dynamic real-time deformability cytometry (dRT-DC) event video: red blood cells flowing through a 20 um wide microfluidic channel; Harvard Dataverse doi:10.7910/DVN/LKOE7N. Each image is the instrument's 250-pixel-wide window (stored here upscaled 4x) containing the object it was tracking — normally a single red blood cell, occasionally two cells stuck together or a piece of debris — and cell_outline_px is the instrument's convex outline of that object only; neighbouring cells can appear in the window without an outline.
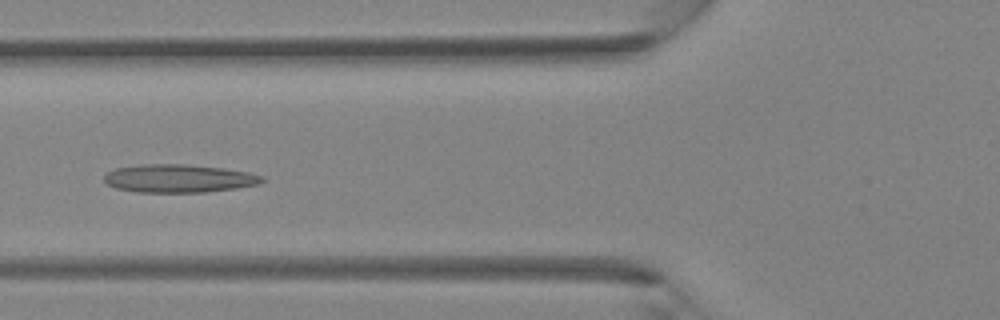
{"species": "Egyptian fruit bat (a non-hibernating species)", "species_latin": "Rousettus aegyptiacus", "temperature_condition": "room temperature", "stored_images_in_passage": 40, "camera_frame_rate_fps": 3000, "um_per_image_px": 0.085, "animal": {"sex": "female"}, "frame": {"image": 1, "passage_image": 15, "time_ms": 4.667, "image_size_px": [1000, 320], "cell_outline_px": [[264, 180], [260, 184], [236, 188], [204, 192], [136, 192], [116, 188], [108, 184], [104, 180], [104, 176], [108, 172], [116, 168], [140, 164], [184, 164], [224, 168], [248, 172], [264, 176]], "centroid_in_image_um": [15.21, 15.16], "position_along_channel_um": 110.6, "area_um2": 25.89}}
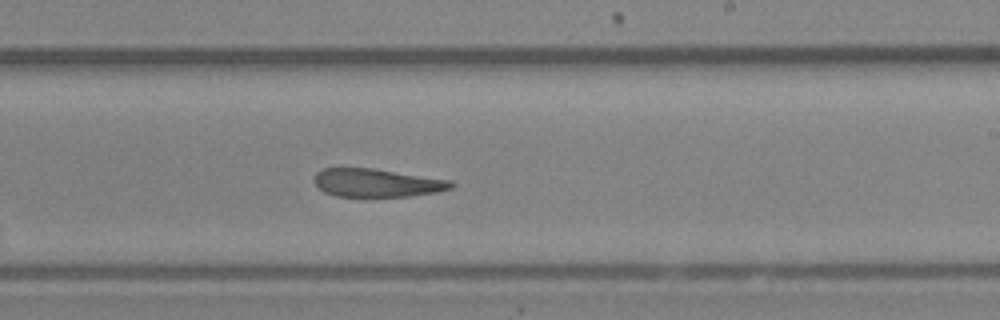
{"frame": {"image": 2, "passage_image": 24, "time_ms": 7.667, "image_size_px": [1000, 320], "cell_outline_px": [[456, 184], [452, 188], [436, 192], [408, 196], [336, 196], [324, 192], [316, 184], [316, 172], [324, 168], [372, 168], [452, 180]], "centroid_in_image_um": [32.08, 15.53], "position_along_channel_um": 256.9, "area_um2": 22.31}}
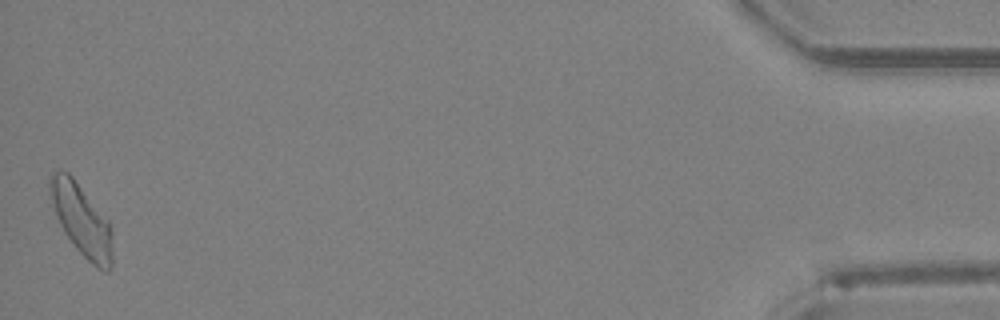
{"frame": {"image": 3, "passage_image": 40, "time_ms": 13.0, "image_size_px": [1000, 320], "cell_outline_px": [[112, 264], [108, 272], [104, 272], [92, 264], [76, 248], [64, 232], [56, 216], [48, 192], [48, 180], [52, 172], [60, 168], [68, 172], [72, 176], [108, 220], [112, 228]], "centroid_in_image_um": [6.91, 18.67], "position_along_channel_um": 428.3, "area_um2": 26.24}}